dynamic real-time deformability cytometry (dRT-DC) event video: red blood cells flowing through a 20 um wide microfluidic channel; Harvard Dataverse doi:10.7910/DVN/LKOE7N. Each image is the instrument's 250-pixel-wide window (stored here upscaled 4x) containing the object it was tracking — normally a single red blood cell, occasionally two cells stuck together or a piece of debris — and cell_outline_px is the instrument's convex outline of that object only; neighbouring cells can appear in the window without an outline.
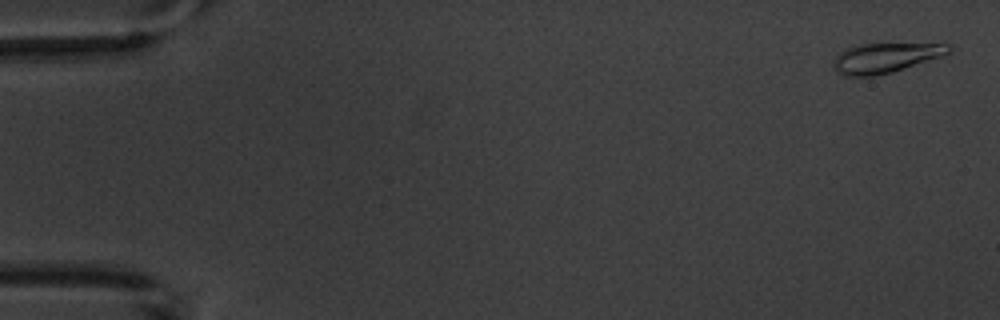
{"species": "common noctule bat (a hibernating species)", "species_latin": "Nyctalus noctula", "temperature_condition": "warm", "stored_images_in_passage": 5, "camera_frame_rate_fps": 3000, "um_per_image_px": 0.085, "animal": {"sex": "male", "body_mass_g": 20.1, "forearm_length_mm": 53.5}, "frame": {"image": 1, "passage_image": 1, "time_ms": 0.0, "image_size_px": [1000, 320], "cell_outline_px": [[952, 52], [892, 72], [872, 76], [844, 76], [832, 68], [832, 64], [836, 56], [840, 52], [848, 48], [860, 44], [952, 44]], "centroid_in_image_um": [75.23, 4.92], "position_along_channel_um": 9.8, "area_um2": 19.77}}